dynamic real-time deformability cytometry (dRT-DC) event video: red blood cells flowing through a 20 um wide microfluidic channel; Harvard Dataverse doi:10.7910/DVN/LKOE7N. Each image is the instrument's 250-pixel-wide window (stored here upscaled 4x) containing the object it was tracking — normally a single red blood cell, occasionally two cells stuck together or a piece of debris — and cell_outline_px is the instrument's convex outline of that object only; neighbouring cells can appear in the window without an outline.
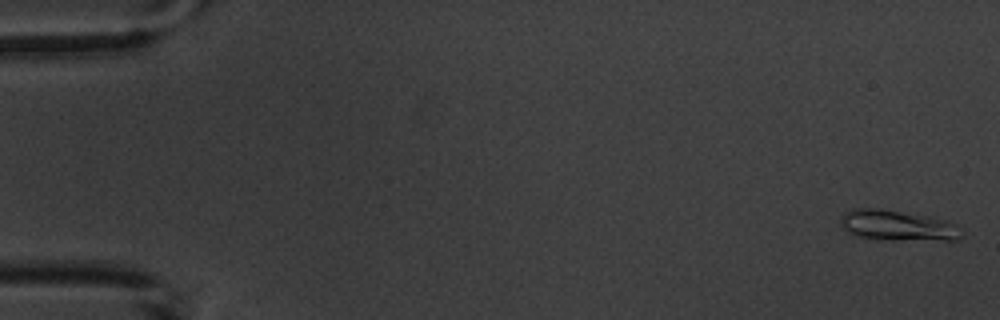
{"species": "common noctule bat (a hibernating species)", "species_latin": "Nyctalus noctula", "temperature_condition": "warm", "stored_images_in_passage": 5, "camera_frame_rate_fps": 3000, "um_per_image_px": 0.085, "animal": {"sex": "male", "body_mass_g": 20.1, "forearm_length_mm": 53.5}, "frame": {"image": 1, "passage_image": 1, "time_ms": 0.0, "image_size_px": [1000, 320], "cell_outline_px": [[964, 236], [960, 240], [868, 240], [852, 236], [840, 224], [840, 216], [852, 208], [880, 208], [932, 216], [948, 220], [956, 224], [964, 232]], "centroid_in_image_um": [76.31, 19.18], "position_along_channel_um": 8.7, "area_um2": 22.54}}